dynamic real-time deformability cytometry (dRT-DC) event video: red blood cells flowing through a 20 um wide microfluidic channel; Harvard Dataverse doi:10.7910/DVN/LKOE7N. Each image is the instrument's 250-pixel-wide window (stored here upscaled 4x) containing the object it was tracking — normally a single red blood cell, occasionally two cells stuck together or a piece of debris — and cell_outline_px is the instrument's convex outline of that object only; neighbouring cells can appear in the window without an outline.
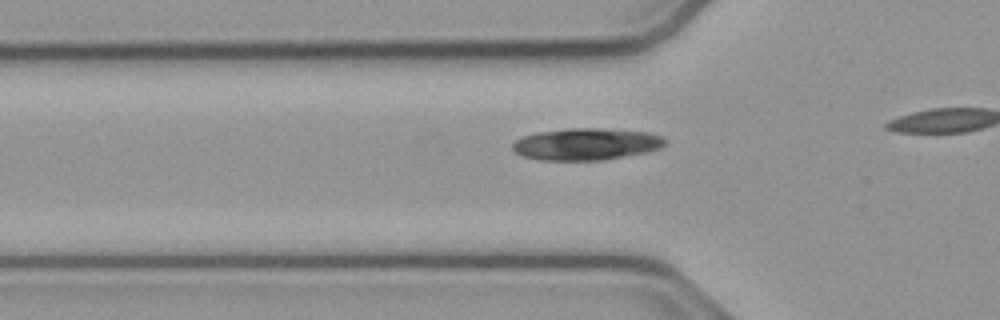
{"species": "common noctule bat (a hibernating species)", "species_latin": "Nyctalus noctula", "temperature_condition": "cold", "stored_images_in_passage": 12, "camera_frame_rate_fps": 3000, "um_per_image_px": 0.085, "animal": {"sex": "male", "body_mass_g": 23.1, "forearm_length_mm": 52.7}, "frame": {"image": 1, "passage_image": 7, "time_ms": 2.0, "image_size_px": [1000, 320], "cell_outline_px": [[668, 144], [660, 148], [648, 152], [604, 160], [540, 160], [524, 156], [516, 152], [512, 148], [512, 144], [516, 140], [524, 136], [536, 132], [568, 128], [596, 128], [648, 132], [664, 136], [668, 140]], "centroid_in_image_um": [49.89, 12.25], "position_along_channel_um": 75.9, "area_um2": 28.55}}
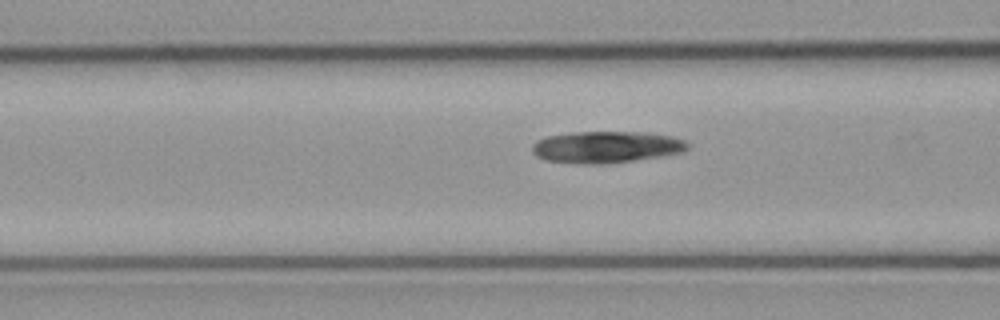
{"frame": {"image": 2, "passage_image": 10, "time_ms": 3.0, "image_size_px": [1000, 320], "cell_outline_px": [[688, 148], [684, 152], [660, 156], [632, 160], [600, 164], [580, 164], [544, 160], [536, 156], [532, 152], [532, 144], [536, 140], [548, 136], [572, 132], [648, 132], [672, 136], [684, 140], [688, 144]], "centroid_in_image_um": [51.51, 12.49], "position_along_channel_um": 115.1, "area_um2": 28.78}}